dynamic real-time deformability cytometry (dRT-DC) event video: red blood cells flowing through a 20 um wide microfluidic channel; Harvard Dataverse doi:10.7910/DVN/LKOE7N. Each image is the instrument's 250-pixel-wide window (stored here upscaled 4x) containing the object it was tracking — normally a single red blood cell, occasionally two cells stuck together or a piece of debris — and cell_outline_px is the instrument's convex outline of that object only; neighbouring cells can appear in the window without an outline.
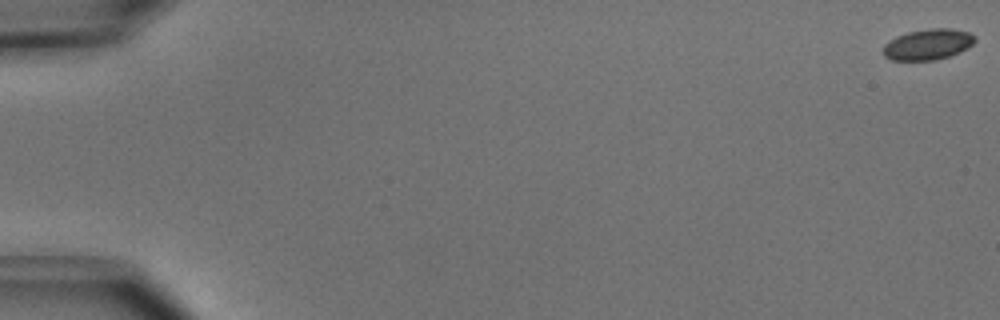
{"species": "common noctule bat (a hibernating species)", "species_latin": "Nyctalus noctula", "temperature_condition": "cold", "stored_images_in_passage": 4, "camera_frame_rate_fps": 3000, "um_per_image_px": 0.085, "animal": {"sex": "male", "body_mass_g": 15.6}, "frame": {"image": 1, "passage_image": 1, "time_ms": 0.0, "image_size_px": [1000, 320], "cell_outline_px": [[976, 40], [968, 48], [948, 56], [936, 60], [892, 60], [884, 56], [880, 52], [884, 44], [888, 40], [896, 36], [908, 32], [932, 28], [952, 28], [968, 32], [976, 36]], "centroid_in_image_um": [78.84, 3.77], "position_along_channel_um": 6.2, "area_um2": 16.65}}